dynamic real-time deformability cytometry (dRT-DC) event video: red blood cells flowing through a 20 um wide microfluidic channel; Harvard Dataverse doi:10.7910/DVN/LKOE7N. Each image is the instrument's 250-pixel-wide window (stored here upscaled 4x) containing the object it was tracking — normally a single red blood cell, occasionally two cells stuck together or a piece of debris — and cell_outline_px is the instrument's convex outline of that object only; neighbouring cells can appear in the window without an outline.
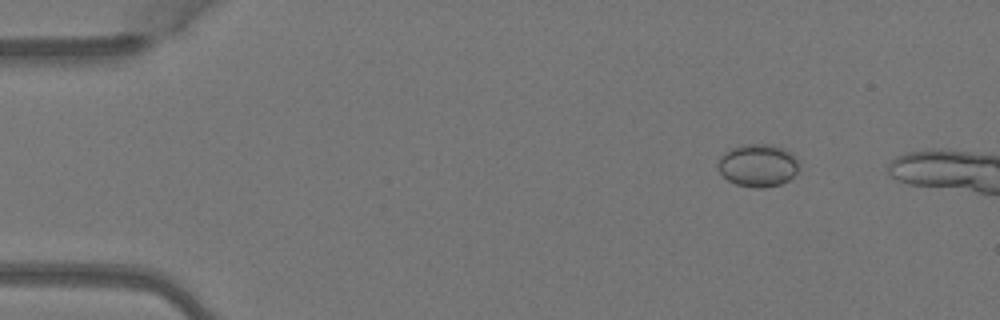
{"species": "Egyptian fruit bat (a non-hibernating species)", "species_latin": "Rousettus aegyptiacus", "temperature_condition": "warm", "stored_images_in_passage": 2, "camera_frame_rate_fps": 3000, "um_per_image_px": 0.085, "animal": {"sex": "female"}, "frame": {"image": 1, "passage_image": 1, "time_ms": 0.0, "image_size_px": [1000, 320], "cell_outline_px": [[800, 168], [788, 180], [780, 184], [764, 188], [752, 188], [736, 184], [728, 180], [720, 172], [716, 164], [720, 156], [724, 152], [732, 148], [744, 144], [772, 144], [784, 148], [792, 152], [796, 156]], "centroid_in_image_um": [64.43, 14.05], "position_along_channel_um": 20.6, "area_um2": 20.46}}